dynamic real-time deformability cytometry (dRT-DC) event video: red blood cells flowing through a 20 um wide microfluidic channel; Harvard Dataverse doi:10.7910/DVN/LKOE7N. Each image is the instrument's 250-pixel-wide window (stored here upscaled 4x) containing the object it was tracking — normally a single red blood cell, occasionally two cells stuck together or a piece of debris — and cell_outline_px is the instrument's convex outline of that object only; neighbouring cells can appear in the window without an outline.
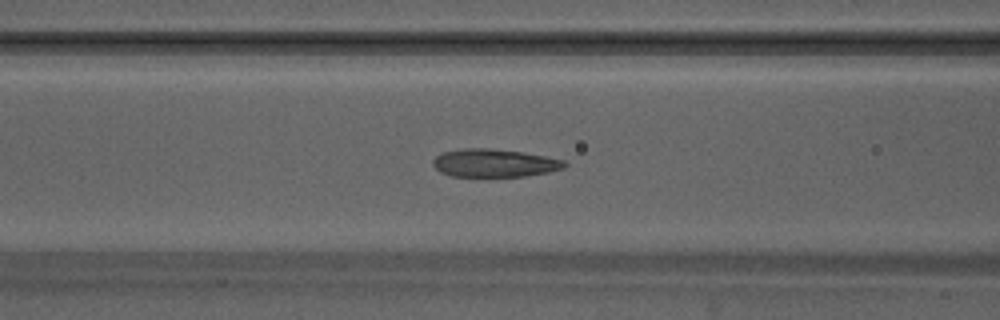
{"species": "Egyptian fruit bat (a non-hibernating species)", "species_latin": "Rousettus aegyptiacus", "temperature_condition": "warm", "stored_images_in_passage": 49, "camera_frame_rate_fps": 3000, "um_per_image_px": 0.085, "animal": {"sex": "male"}, "frame": {"image": 1, "passage_image": 20, "time_ms": 6.333, "image_size_px": [1000, 320], "cell_outline_px": [[568, 164], [564, 168], [548, 172], [524, 176], [452, 176], [440, 172], [432, 164], [432, 160], [436, 156], [444, 152], [464, 148], [488, 148], [520, 152], [544, 156], [564, 160]], "centroid_in_image_um": [42.01, 13.86], "position_along_channel_um": 124.6, "area_um2": 21.27}}
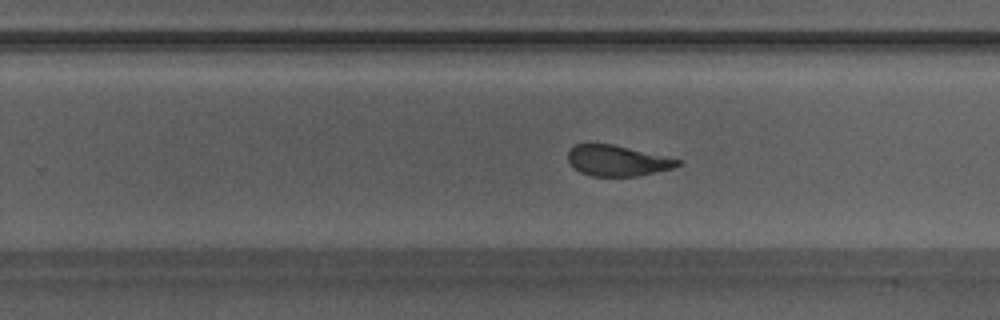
{"frame": {"image": 2, "passage_image": 31, "time_ms": 10.0, "image_size_px": [1000, 320], "cell_outline_px": [[684, 164], [672, 168], [636, 176], [592, 176], [580, 172], [568, 160], [568, 152], [576, 144], [612, 144], [664, 156], [680, 160]], "centroid_in_image_um": [52.48, 13.66], "position_along_channel_um": 277.3, "area_um2": 19.25}}
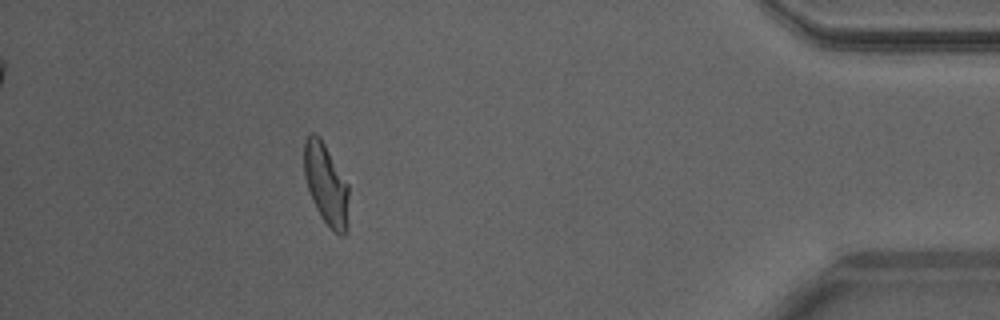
{"frame": {"image": 3, "passage_image": 44, "time_ms": 14.333, "image_size_px": [1000, 320], "cell_outline_px": [[348, 228], [344, 236], [340, 236], [320, 216], [312, 200], [308, 188], [304, 172], [304, 140], [308, 132], [312, 132], [320, 136], [348, 184]], "centroid_in_image_um": [27.71, 15.64], "position_along_channel_um": 407.5, "area_um2": 21.15}, "authors_computed_cell_mechanics": {"area_um2": 21.6172, "velocity_mm_per_s": 4.169, "shape_relaxation_time_tau1_ms": null, "shape_relaxation_time_tau2_ms": 1.4648, "deformation_change_tau1": null, "deformation_change_tau2": 0.0779}}